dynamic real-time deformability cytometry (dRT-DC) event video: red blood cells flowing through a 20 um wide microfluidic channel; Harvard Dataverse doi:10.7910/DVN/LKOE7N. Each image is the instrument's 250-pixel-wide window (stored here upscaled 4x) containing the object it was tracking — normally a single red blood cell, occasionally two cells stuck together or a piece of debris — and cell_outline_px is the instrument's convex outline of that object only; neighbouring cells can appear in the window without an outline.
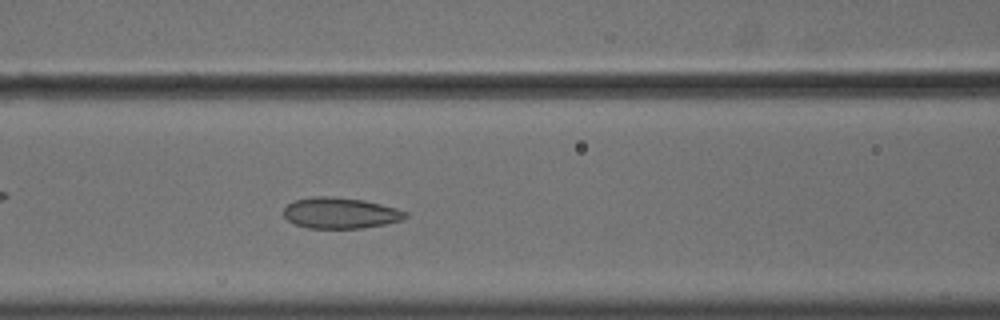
{"species": "common noctule bat (a hibernating species)", "species_latin": "Nyctalus noctula", "temperature_condition": "cold", "stored_images_in_passage": 49, "camera_frame_rate_fps": 3000, "um_per_image_px": 0.085, "animal": {"sex": "male", "body_mass_g": 18.8}, "frame": {"image": 1, "passage_image": 17, "time_ms": 5.333, "image_size_px": [1000, 320], "cell_outline_px": [[408, 216], [404, 220], [364, 228], [308, 228], [296, 224], [288, 220], [284, 216], [284, 208], [292, 200], [312, 196], [332, 196], [364, 200], [396, 208], [408, 212]], "centroid_in_image_um": [28.94, 18.1], "position_along_channel_um": 137.7, "area_um2": 22.14}}
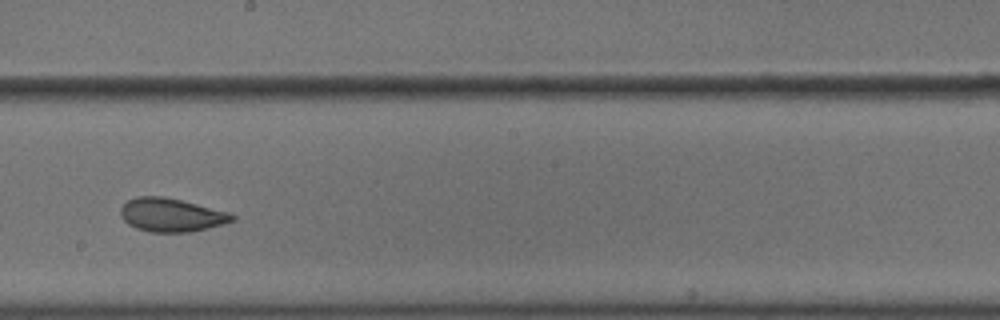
{"frame": {"image": 2, "passage_image": 25, "time_ms": 8.0, "image_size_px": [1000, 320], "cell_outline_px": [[236, 220], [224, 224], [192, 232], [148, 232], [136, 228], [128, 224], [120, 216], [120, 208], [128, 200], [136, 196], [160, 196], [180, 200], [232, 212], [236, 216]], "centroid_in_image_um": [14.59, 18.28], "position_along_channel_um": 233.6, "area_um2": 22.02}}
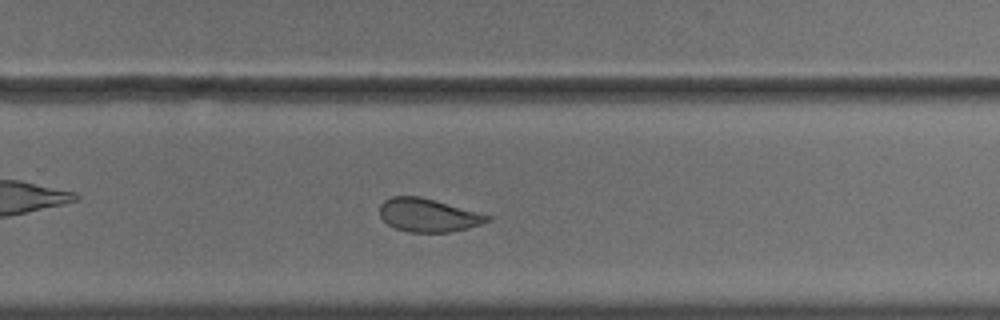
{"frame": {"image": 3, "passage_image": 30, "time_ms": 9.667, "image_size_px": [1000, 320], "cell_outline_px": [[492, 220], [468, 228], [448, 232], [408, 232], [396, 228], [388, 224], [380, 216], [380, 204], [384, 200], [392, 196], [420, 196], [492, 216]], "centroid_in_image_um": [36.39, 18.29], "position_along_channel_um": 293.4, "area_um2": 20.75}, "authors_computed_cell_mechanics": {"area_um2": 23.9292, "velocity_mm_per_s": 3.607, "shape_relaxation_time_tau1_ms": 7.6376, "shape_relaxation_time_tau2_ms": 1.8138, "deformation_change_tau1": 0.1228, "deformation_change_tau2": 0.0708}}